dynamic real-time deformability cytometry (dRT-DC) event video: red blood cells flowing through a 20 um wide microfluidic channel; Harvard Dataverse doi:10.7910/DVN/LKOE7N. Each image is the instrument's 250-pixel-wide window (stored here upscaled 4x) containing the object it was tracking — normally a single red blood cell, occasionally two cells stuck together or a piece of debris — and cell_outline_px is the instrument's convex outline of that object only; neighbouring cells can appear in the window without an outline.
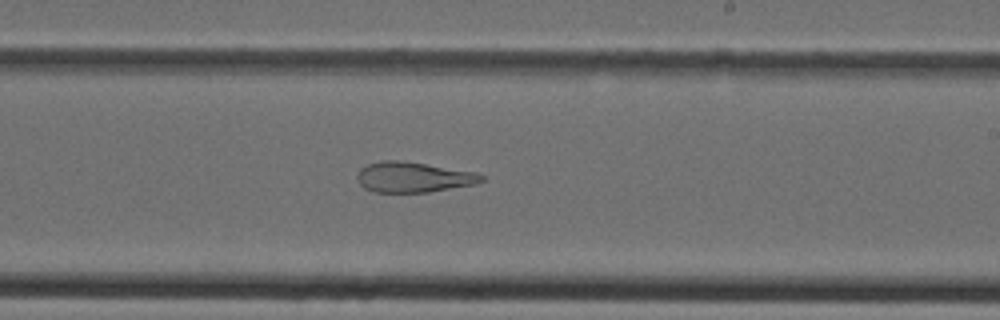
{"species": "Egyptian fruit bat (a non-hibernating species)", "species_latin": "Rousettus aegyptiacus", "temperature_condition": "cold", "stored_images_in_passage": 28, "camera_frame_rate_fps": 3000, "um_per_image_px": 0.085, "animal": {"sex": "female"}, "frame": {"image": 1, "passage_image": 16, "time_ms": 5.0, "image_size_px": [1000, 320], "cell_outline_px": [[484, 180], [476, 184], [428, 192], [372, 192], [364, 188], [360, 184], [356, 176], [360, 168], [368, 164], [380, 160], [400, 160], [476, 172], [484, 176]], "centroid_in_image_um": [35.11, 15.06], "position_along_channel_um": 253.9, "area_um2": 22.02}}
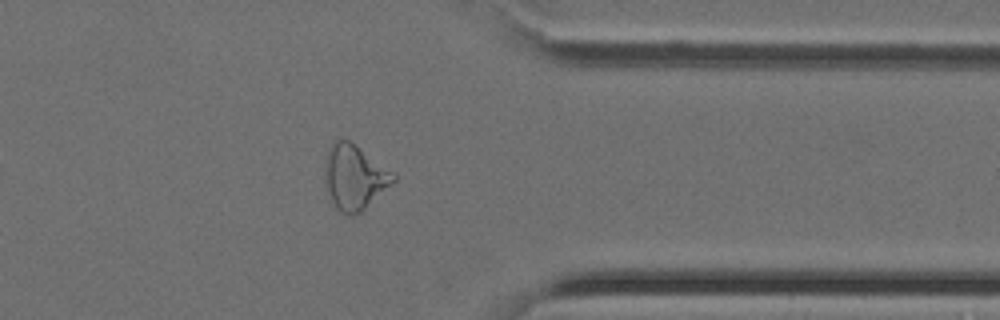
{"frame": {"image": 2, "passage_image": 24, "time_ms": 7.667, "image_size_px": [1000, 320], "cell_outline_px": [[396, 180], [360, 212], [352, 216], [348, 216], [340, 212], [332, 204], [324, 184], [324, 172], [328, 148], [336, 140], [348, 140], [396, 172]], "centroid_in_image_um": [30.12, 15.08], "position_along_channel_um": 381.3, "area_um2": 26.01}}